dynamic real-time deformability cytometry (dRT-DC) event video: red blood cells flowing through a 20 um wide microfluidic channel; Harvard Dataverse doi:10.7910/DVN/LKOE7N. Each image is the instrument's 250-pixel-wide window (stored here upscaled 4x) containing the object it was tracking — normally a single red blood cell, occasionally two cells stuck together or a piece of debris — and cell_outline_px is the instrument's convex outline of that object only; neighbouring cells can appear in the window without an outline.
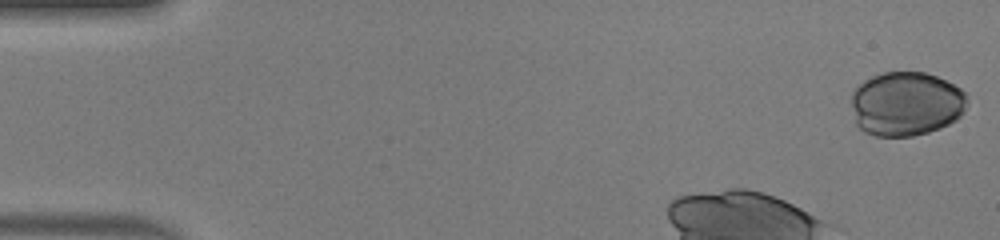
{"species": "human", "species_latin": "Homo sapiens", "temperature_condition": "warm", "stored_images_in_passage": 37, "camera_frame_rate_fps": 3000, "um_per_image_px": 0.085, "donor": {"sex": "male"}, "frame": {"image": 1, "passage_image": 1, "time_ms": 0.0, "image_size_px": [1000, 240], "cell_outline_px": [[968, 104], [964, 112], [956, 120], [940, 128], [928, 132], [912, 136], [876, 136], [864, 132], [856, 124], [852, 104], [852, 92], [856, 84], [872, 76], [884, 72], [924, 72], [936, 76], [960, 88], [968, 96]], "centroid_in_image_um": [77.02, 8.82], "position_along_channel_um": 8.0, "area_um2": 43.64}}